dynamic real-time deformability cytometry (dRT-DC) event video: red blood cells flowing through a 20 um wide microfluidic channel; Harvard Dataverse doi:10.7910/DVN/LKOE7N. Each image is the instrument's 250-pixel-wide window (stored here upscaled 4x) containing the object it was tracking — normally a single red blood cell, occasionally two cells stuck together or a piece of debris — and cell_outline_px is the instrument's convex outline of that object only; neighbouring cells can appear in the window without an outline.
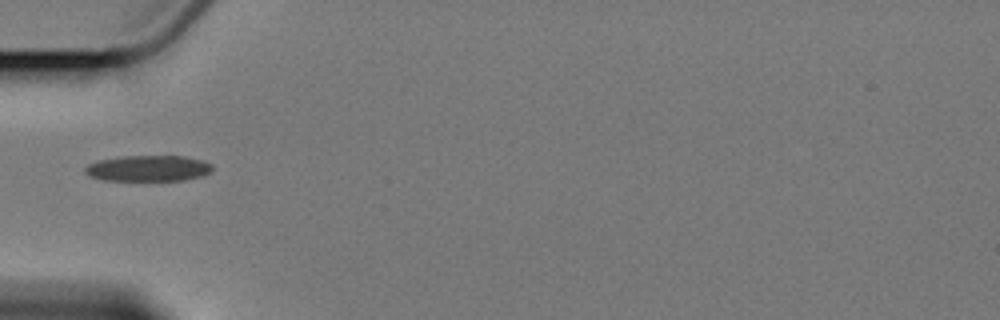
{"species": "Egyptian fruit bat (a non-hibernating species)", "species_latin": "Rousettus aegyptiacus", "temperature_condition": "cold", "stored_images_in_passage": 1, "camera_frame_rate_fps": 3000, "um_per_image_px": 0.085, "animal": {"sex": "female"}, "frame": {"image": 1, "passage_image": 1, "time_ms": 0.0, "image_size_px": [1000, 320], "cell_outline_px": [[212, 168], [208, 172], [200, 176], [184, 180], [104, 180], [88, 176], [84, 172], [84, 168], [88, 164], [100, 160], [120, 156], [184, 156], [204, 160], [212, 164]], "centroid_in_image_um": [12.57, 14.3], "position_along_channel_um": 72.4, "area_um2": 19.19}}